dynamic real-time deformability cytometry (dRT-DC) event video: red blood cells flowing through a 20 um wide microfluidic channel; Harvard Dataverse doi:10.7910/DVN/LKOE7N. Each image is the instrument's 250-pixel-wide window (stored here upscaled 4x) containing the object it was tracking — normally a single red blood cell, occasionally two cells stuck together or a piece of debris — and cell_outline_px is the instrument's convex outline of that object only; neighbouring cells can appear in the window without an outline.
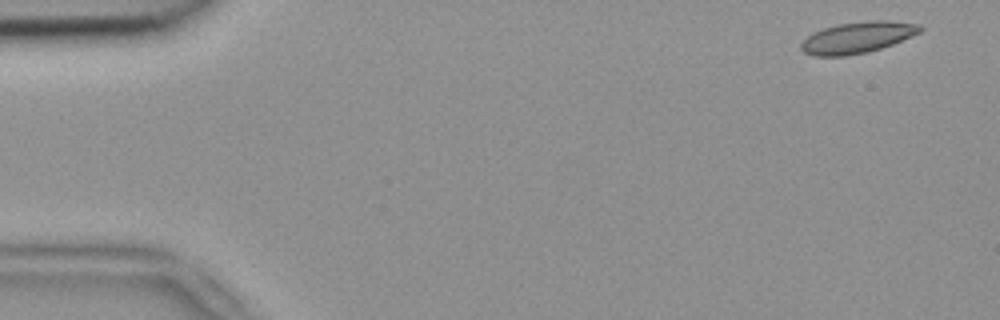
{"species": "common noctule bat (a hibernating species)", "species_latin": "Nyctalus noctula", "temperature_condition": "room temperature", "stored_images_in_passage": 5, "camera_frame_rate_fps": 3000, "um_per_image_px": 0.085, "animal": {"sex": "female", "body_mass_g": 18.4}, "frame": {"image": 1, "passage_image": 1, "time_ms": 0.0, "image_size_px": [1000, 320], "cell_outline_px": [[924, 28], [920, 32], [912, 36], [892, 44], [868, 52], [844, 56], [812, 56], [804, 52], [800, 48], [800, 44], [812, 32], [836, 24], [868, 20], [888, 20], [920, 24]], "centroid_in_image_um": [72.88, 3.18], "position_along_channel_um": 12.1, "area_um2": 21.85}}
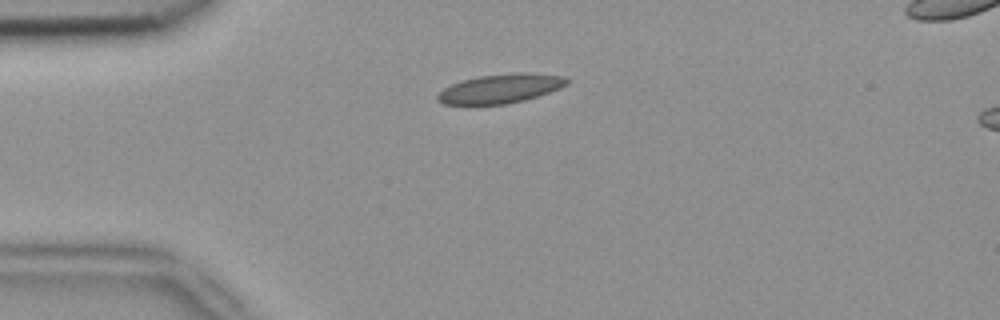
{"frame": {"image": 2, "passage_image": 4, "time_ms": 1.0, "image_size_px": [1000, 320], "cell_outline_px": [[568, 84], [560, 88], [524, 100], [508, 104], [444, 104], [436, 100], [436, 96], [444, 88], [452, 84], [464, 80], [480, 76], [512, 72], [524, 72], [564, 76], [568, 80]], "centroid_in_image_um": [42.54, 7.52], "position_along_channel_um": 42.5, "area_um2": 21.79}}